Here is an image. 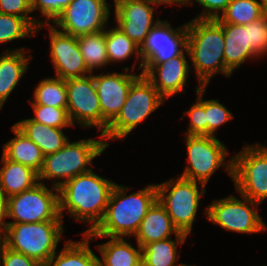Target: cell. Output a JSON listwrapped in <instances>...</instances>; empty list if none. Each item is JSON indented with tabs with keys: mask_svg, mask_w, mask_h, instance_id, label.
<instances>
[{
	"mask_svg": "<svg viewBox=\"0 0 267 266\" xmlns=\"http://www.w3.org/2000/svg\"><path fill=\"white\" fill-rule=\"evenodd\" d=\"M183 266H196L195 264L190 265V264H184Z\"/></svg>",
	"mask_w": 267,
	"mask_h": 266,
	"instance_id": "obj_47",
	"label": "cell"
},
{
	"mask_svg": "<svg viewBox=\"0 0 267 266\" xmlns=\"http://www.w3.org/2000/svg\"><path fill=\"white\" fill-rule=\"evenodd\" d=\"M11 131L14 137L4 143L2 155L8 160L21 163L39 173L43 166L45 155L40 148L14 124L11 126Z\"/></svg>",
	"mask_w": 267,
	"mask_h": 266,
	"instance_id": "obj_24",
	"label": "cell"
},
{
	"mask_svg": "<svg viewBox=\"0 0 267 266\" xmlns=\"http://www.w3.org/2000/svg\"><path fill=\"white\" fill-rule=\"evenodd\" d=\"M246 26L249 28V44L252 51L264 59L267 56V16L263 15Z\"/></svg>",
	"mask_w": 267,
	"mask_h": 266,
	"instance_id": "obj_37",
	"label": "cell"
},
{
	"mask_svg": "<svg viewBox=\"0 0 267 266\" xmlns=\"http://www.w3.org/2000/svg\"><path fill=\"white\" fill-rule=\"evenodd\" d=\"M31 48H6L0 54V111L32 62Z\"/></svg>",
	"mask_w": 267,
	"mask_h": 266,
	"instance_id": "obj_19",
	"label": "cell"
},
{
	"mask_svg": "<svg viewBox=\"0 0 267 266\" xmlns=\"http://www.w3.org/2000/svg\"><path fill=\"white\" fill-rule=\"evenodd\" d=\"M30 104H41L57 108L67 107V90L65 80L48 76L35 86Z\"/></svg>",
	"mask_w": 267,
	"mask_h": 266,
	"instance_id": "obj_30",
	"label": "cell"
},
{
	"mask_svg": "<svg viewBox=\"0 0 267 266\" xmlns=\"http://www.w3.org/2000/svg\"><path fill=\"white\" fill-rule=\"evenodd\" d=\"M14 125L32 140L44 155L59 151L69 141L65 128L50 127L30 118L22 119Z\"/></svg>",
	"mask_w": 267,
	"mask_h": 266,
	"instance_id": "obj_26",
	"label": "cell"
},
{
	"mask_svg": "<svg viewBox=\"0 0 267 266\" xmlns=\"http://www.w3.org/2000/svg\"><path fill=\"white\" fill-rule=\"evenodd\" d=\"M184 136L187 165L179 176L207 186L212 175L222 168L232 180L233 156H229L228 148L220 138L208 135Z\"/></svg>",
	"mask_w": 267,
	"mask_h": 266,
	"instance_id": "obj_8",
	"label": "cell"
},
{
	"mask_svg": "<svg viewBox=\"0 0 267 266\" xmlns=\"http://www.w3.org/2000/svg\"><path fill=\"white\" fill-rule=\"evenodd\" d=\"M234 189L260 205L267 200V154L256 144H247L233 154Z\"/></svg>",
	"mask_w": 267,
	"mask_h": 266,
	"instance_id": "obj_10",
	"label": "cell"
},
{
	"mask_svg": "<svg viewBox=\"0 0 267 266\" xmlns=\"http://www.w3.org/2000/svg\"><path fill=\"white\" fill-rule=\"evenodd\" d=\"M266 154H267V145L261 144L260 142L256 143Z\"/></svg>",
	"mask_w": 267,
	"mask_h": 266,
	"instance_id": "obj_45",
	"label": "cell"
},
{
	"mask_svg": "<svg viewBox=\"0 0 267 266\" xmlns=\"http://www.w3.org/2000/svg\"><path fill=\"white\" fill-rule=\"evenodd\" d=\"M231 0H189L187 6L197 3L202 7L194 19H217L226 10Z\"/></svg>",
	"mask_w": 267,
	"mask_h": 266,
	"instance_id": "obj_39",
	"label": "cell"
},
{
	"mask_svg": "<svg viewBox=\"0 0 267 266\" xmlns=\"http://www.w3.org/2000/svg\"><path fill=\"white\" fill-rule=\"evenodd\" d=\"M131 189L123 184L114 185L102 221L87 236L134 237L147 211L157 201V189L156 184H147L128 195Z\"/></svg>",
	"mask_w": 267,
	"mask_h": 266,
	"instance_id": "obj_2",
	"label": "cell"
},
{
	"mask_svg": "<svg viewBox=\"0 0 267 266\" xmlns=\"http://www.w3.org/2000/svg\"><path fill=\"white\" fill-rule=\"evenodd\" d=\"M6 247H7V242L5 235L0 233V266H2V257Z\"/></svg>",
	"mask_w": 267,
	"mask_h": 266,
	"instance_id": "obj_43",
	"label": "cell"
},
{
	"mask_svg": "<svg viewBox=\"0 0 267 266\" xmlns=\"http://www.w3.org/2000/svg\"><path fill=\"white\" fill-rule=\"evenodd\" d=\"M165 102L156 88L141 74L129 88L121 111L102 134L106 145L109 147L110 141H124Z\"/></svg>",
	"mask_w": 267,
	"mask_h": 266,
	"instance_id": "obj_5",
	"label": "cell"
},
{
	"mask_svg": "<svg viewBox=\"0 0 267 266\" xmlns=\"http://www.w3.org/2000/svg\"><path fill=\"white\" fill-rule=\"evenodd\" d=\"M188 58H190L189 52L186 49L181 55L170 61L143 63L142 74L165 101L177 94L186 93L185 87L188 88V75L191 72Z\"/></svg>",
	"mask_w": 267,
	"mask_h": 266,
	"instance_id": "obj_16",
	"label": "cell"
},
{
	"mask_svg": "<svg viewBox=\"0 0 267 266\" xmlns=\"http://www.w3.org/2000/svg\"><path fill=\"white\" fill-rule=\"evenodd\" d=\"M123 71L93 74L103 116V133L121 111L132 83L141 75Z\"/></svg>",
	"mask_w": 267,
	"mask_h": 266,
	"instance_id": "obj_17",
	"label": "cell"
},
{
	"mask_svg": "<svg viewBox=\"0 0 267 266\" xmlns=\"http://www.w3.org/2000/svg\"><path fill=\"white\" fill-rule=\"evenodd\" d=\"M95 169L79 174L58 188L59 215L65 211L73 221L89 224L81 234L92 232L102 221L115 181L98 175Z\"/></svg>",
	"mask_w": 267,
	"mask_h": 266,
	"instance_id": "obj_1",
	"label": "cell"
},
{
	"mask_svg": "<svg viewBox=\"0 0 267 266\" xmlns=\"http://www.w3.org/2000/svg\"><path fill=\"white\" fill-rule=\"evenodd\" d=\"M112 8L113 22L139 47L150 30L161 20L154 15L158 5L152 0H126Z\"/></svg>",
	"mask_w": 267,
	"mask_h": 266,
	"instance_id": "obj_18",
	"label": "cell"
},
{
	"mask_svg": "<svg viewBox=\"0 0 267 266\" xmlns=\"http://www.w3.org/2000/svg\"><path fill=\"white\" fill-rule=\"evenodd\" d=\"M7 203L8 198L0 189V233L4 234L7 227Z\"/></svg>",
	"mask_w": 267,
	"mask_h": 266,
	"instance_id": "obj_41",
	"label": "cell"
},
{
	"mask_svg": "<svg viewBox=\"0 0 267 266\" xmlns=\"http://www.w3.org/2000/svg\"><path fill=\"white\" fill-rule=\"evenodd\" d=\"M157 200L165 208L173 224L180 232L191 235L201 198L207 192L206 185L183 178H175L157 183Z\"/></svg>",
	"mask_w": 267,
	"mask_h": 266,
	"instance_id": "obj_7",
	"label": "cell"
},
{
	"mask_svg": "<svg viewBox=\"0 0 267 266\" xmlns=\"http://www.w3.org/2000/svg\"><path fill=\"white\" fill-rule=\"evenodd\" d=\"M224 33L218 19H190L187 22V49L191 71L201 86H208L217 74H233L224 60Z\"/></svg>",
	"mask_w": 267,
	"mask_h": 266,
	"instance_id": "obj_3",
	"label": "cell"
},
{
	"mask_svg": "<svg viewBox=\"0 0 267 266\" xmlns=\"http://www.w3.org/2000/svg\"><path fill=\"white\" fill-rule=\"evenodd\" d=\"M179 233L167 211L157 200L147 211L134 238L142 248L148 243L168 239Z\"/></svg>",
	"mask_w": 267,
	"mask_h": 266,
	"instance_id": "obj_22",
	"label": "cell"
},
{
	"mask_svg": "<svg viewBox=\"0 0 267 266\" xmlns=\"http://www.w3.org/2000/svg\"><path fill=\"white\" fill-rule=\"evenodd\" d=\"M7 218L13 219L7 223L63 220L59 215L58 188L39 182L31 189L8 197Z\"/></svg>",
	"mask_w": 267,
	"mask_h": 266,
	"instance_id": "obj_11",
	"label": "cell"
},
{
	"mask_svg": "<svg viewBox=\"0 0 267 266\" xmlns=\"http://www.w3.org/2000/svg\"><path fill=\"white\" fill-rule=\"evenodd\" d=\"M2 266H44L34 258L28 257L20 252L6 247L3 257Z\"/></svg>",
	"mask_w": 267,
	"mask_h": 266,
	"instance_id": "obj_40",
	"label": "cell"
},
{
	"mask_svg": "<svg viewBox=\"0 0 267 266\" xmlns=\"http://www.w3.org/2000/svg\"><path fill=\"white\" fill-rule=\"evenodd\" d=\"M261 5L262 14L267 16V0H259Z\"/></svg>",
	"mask_w": 267,
	"mask_h": 266,
	"instance_id": "obj_44",
	"label": "cell"
},
{
	"mask_svg": "<svg viewBox=\"0 0 267 266\" xmlns=\"http://www.w3.org/2000/svg\"><path fill=\"white\" fill-rule=\"evenodd\" d=\"M187 49V22L173 27L167 20H160L140 46L143 63H163L181 55Z\"/></svg>",
	"mask_w": 267,
	"mask_h": 266,
	"instance_id": "obj_15",
	"label": "cell"
},
{
	"mask_svg": "<svg viewBox=\"0 0 267 266\" xmlns=\"http://www.w3.org/2000/svg\"><path fill=\"white\" fill-rule=\"evenodd\" d=\"M124 1H126V0H113L114 3H110V4H111V6L114 7L117 3H121V2H124Z\"/></svg>",
	"mask_w": 267,
	"mask_h": 266,
	"instance_id": "obj_46",
	"label": "cell"
},
{
	"mask_svg": "<svg viewBox=\"0 0 267 266\" xmlns=\"http://www.w3.org/2000/svg\"><path fill=\"white\" fill-rule=\"evenodd\" d=\"M82 240L66 239L64 247L57 251L44 266H98V256L90 248V238L82 234Z\"/></svg>",
	"mask_w": 267,
	"mask_h": 266,
	"instance_id": "obj_28",
	"label": "cell"
},
{
	"mask_svg": "<svg viewBox=\"0 0 267 266\" xmlns=\"http://www.w3.org/2000/svg\"><path fill=\"white\" fill-rule=\"evenodd\" d=\"M188 235L180 232L174 238L151 242L142 247V266H183L177 246L185 244Z\"/></svg>",
	"mask_w": 267,
	"mask_h": 266,
	"instance_id": "obj_27",
	"label": "cell"
},
{
	"mask_svg": "<svg viewBox=\"0 0 267 266\" xmlns=\"http://www.w3.org/2000/svg\"><path fill=\"white\" fill-rule=\"evenodd\" d=\"M111 9L107 0H73L52 25L76 37L102 32L108 27Z\"/></svg>",
	"mask_w": 267,
	"mask_h": 266,
	"instance_id": "obj_13",
	"label": "cell"
},
{
	"mask_svg": "<svg viewBox=\"0 0 267 266\" xmlns=\"http://www.w3.org/2000/svg\"><path fill=\"white\" fill-rule=\"evenodd\" d=\"M105 42L107 48V57L109 60V65H116L119 63L127 62L131 59H135L132 68L125 66L123 69L134 71L137 69L143 71V61L140 56V47L131 40L126 34H124L119 27L116 25L105 29ZM139 66L138 68L136 65ZM113 63V64H111ZM116 63V64H115Z\"/></svg>",
	"mask_w": 267,
	"mask_h": 266,
	"instance_id": "obj_23",
	"label": "cell"
},
{
	"mask_svg": "<svg viewBox=\"0 0 267 266\" xmlns=\"http://www.w3.org/2000/svg\"><path fill=\"white\" fill-rule=\"evenodd\" d=\"M108 148L103 135L69 141L59 151L47 154L38 173L39 182L48 181L50 186L59 188L66 181L79 174L87 173L94 167L93 160Z\"/></svg>",
	"mask_w": 267,
	"mask_h": 266,
	"instance_id": "obj_4",
	"label": "cell"
},
{
	"mask_svg": "<svg viewBox=\"0 0 267 266\" xmlns=\"http://www.w3.org/2000/svg\"><path fill=\"white\" fill-rule=\"evenodd\" d=\"M224 33V60L226 68L233 74L247 61L260 58L249 44V28L246 25L222 23Z\"/></svg>",
	"mask_w": 267,
	"mask_h": 266,
	"instance_id": "obj_20",
	"label": "cell"
},
{
	"mask_svg": "<svg viewBox=\"0 0 267 266\" xmlns=\"http://www.w3.org/2000/svg\"><path fill=\"white\" fill-rule=\"evenodd\" d=\"M33 109V117L30 119L54 128L74 127L69 119L67 108H57L41 104H30Z\"/></svg>",
	"mask_w": 267,
	"mask_h": 266,
	"instance_id": "obj_34",
	"label": "cell"
},
{
	"mask_svg": "<svg viewBox=\"0 0 267 266\" xmlns=\"http://www.w3.org/2000/svg\"><path fill=\"white\" fill-rule=\"evenodd\" d=\"M73 0H31L32 13L39 11L38 25H52Z\"/></svg>",
	"mask_w": 267,
	"mask_h": 266,
	"instance_id": "obj_36",
	"label": "cell"
},
{
	"mask_svg": "<svg viewBox=\"0 0 267 266\" xmlns=\"http://www.w3.org/2000/svg\"><path fill=\"white\" fill-rule=\"evenodd\" d=\"M261 16L263 14L259 0H231L217 19L221 23L247 25Z\"/></svg>",
	"mask_w": 267,
	"mask_h": 266,
	"instance_id": "obj_31",
	"label": "cell"
},
{
	"mask_svg": "<svg viewBox=\"0 0 267 266\" xmlns=\"http://www.w3.org/2000/svg\"><path fill=\"white\" fill-rule=\"evenodd\" d=\"M63 222L7 223L4 233L7 247L45 265L57 252L59 242L65 239Z\"/></svg>",
	"mask_w": 267,
	"mask_h": 266,
	"instance_id": "obj_6",
	"label": "cell"
},
{
	"mask_svg": "<svg viewBox=\"0 0 267 266\" xmlns=\"http://www.w3.org/2000/svg\"><path fill=\"white\" fill-rule=\"evenodd\" d=\"M153 2H155L158 6L161 7L162 6H165V7H168V6H173V5H178V6H186L187 7V4H188V1L189 0H152Z\"/></svg>",
	"mask_w": 267,
	"mask_h": 266,
	"instance_id": "obj_42",
	"label": "cell"
},
{
	"mask_svg": "<svg viewBox=\"0 0 267 266\" xmlns=\"http://www.w3.org/2000/svg\"><path fill=\"white\" fill-rule=\"evenodd\" d=\"M219 100H205V122H207L208 136L217 137V130L228 121L233 120L234 117V114Z\"/></svg>",
	"mask_w": 267,
	"mask_h": 266,
	"instance_id": "obj_35",
	"label": "cell"
},
{
	"mask_svg": "<svg viewBox=\"0 0 267 266\" xmlns=\"http://www.w3.org/2000/svg\"><path fill=\"white\" fill-rule=\"evenodd\" d=\"M43 27L48 29L49 58L54 67L55 77L67 80L92 74L80 53L76 36L63 33L53 25H40L36 29V36Z\"/></svg>",
	"mask_w": 267,
	"mask_h": 266,
	"instance_id": "obj_14",
	"label": "cell"
},
{
	"mask_svg": "<svg viewBox=\"0 0 267 266\" xmlns=\"http://www.w3.org/2000/svg\"><path fill=\"white\" fill-rule=\"evenodd\" d=\"M0 165V189L7 198L39 183L38 173L30 167L8 160L3 155Z\"/></svg>",
	"mask_w": 267,
	"mask_h": 266,
	"instance_id": "obj_25",
	"label": "cell"
},
{
	"mask_svg": "<svg viewBox=\"0 0 267 266\" xmlns=\"http://www.w3.org/2000/svg\"><path fill=\"white\" fill-rule=\"evenodd\" d=\"M0 13L20 16L35 30L39 27L38 17L31 15V0H0Z\"/></svg>",
	"mask_w": 267,
	"mask_h": 266,
	"instance_id": "obj_38",
	"label": "cell"
},
{
	"mask_svg": "<svg viewBox=\"0 0 267 266\" xmlns=\"http://www.w3.org/2000/svg\"><path fill=\"white\" fill-rule=\"evenodd\" d=\"M195 87L196 102L188 110L182 112L190 121L184 135H207V122H205V93L207 86L197 83Z\"/></svg>",
	"mask_w": 267,
	"mask_h": 266,
	"instance_id": "obj_33",
	"label": "cell"
},
{
	"mask_svg": "<svg viewBox=\"0 0 267 266\" xmlns=\"http://www.w3.org/2000/svg\"><path fill=\"white\" fill-rule=\"evenodd\" d=\"M77 41L80 53L91 73L97 72V69L103 71V68L105 69V67L109 65L105 30L102 32L79 35L77 36Z\"/></svg>",
	"mask_w": 267,
	"mask_h": 266,
	"instance_id": "obj_29",
	"label": "cell"
},
{
	"mask_svg": "<svg viewBox=\"0 0 267 266\" xmlns=\"http://www.w3.org/2000/svg\"><path fill=\"white\" fill-rule=\"evenodd\" d=\"M88 237L91 242L96 238L108 239L105 243L94 245L101 255L98 257V266H142V248L138 243L134 247L132 242H128L130 238Z\"/></svg>",
	"mask_w": 267,
	"mask_h": 266,
	"instance_id": "obj_21",
	"label": "cell"
},
{
	"mask_svg": "<svg viewBox=\"0 0 267 266\" xmlns=\"http://www.w3.org/2000/svg\"><path fill=\"white\" fill-rule=\"evenodd\" d=\"M67 113L74 127L97 128L103 134V116L93 73L65 80Z\"/></svg>",
	"mask_w": 267,
	"mask_h": 266,
	"instance_id": "obj_12",
	"label": "cell"
},
{
	"mask_svg": "<svg viewBox=\"0 0 267 266\" xmlns=\"http://www.w3.org/2000/svg\"><path fill=\"white\" fill-rule=\"evenodd\" d=\"M35 35L36 30L24 18L0 13V45Z\"/></svg>",
	"mask_w": 267,
	"mask_h": 266,
	"instance_id": "obj_32",
	"label": "cell"
},
{
	"mask_svg": "<svg viewBox=\"0 0 267 266\" xmlns=\"http://www.w3.org/2000/svg\"><path fill=\"white\" fill-rule=\"evenodd\" d=\"M213 200L204 209L210 223L218 225L228 232L240 234H258L267 231V224L260 216V204L239 194Z\"/></svg>",
	"mask_w": 267,
	"mask_h": 266,
	"instance_id": "obj_9",
	"label": "cell"
}]
</instances>
